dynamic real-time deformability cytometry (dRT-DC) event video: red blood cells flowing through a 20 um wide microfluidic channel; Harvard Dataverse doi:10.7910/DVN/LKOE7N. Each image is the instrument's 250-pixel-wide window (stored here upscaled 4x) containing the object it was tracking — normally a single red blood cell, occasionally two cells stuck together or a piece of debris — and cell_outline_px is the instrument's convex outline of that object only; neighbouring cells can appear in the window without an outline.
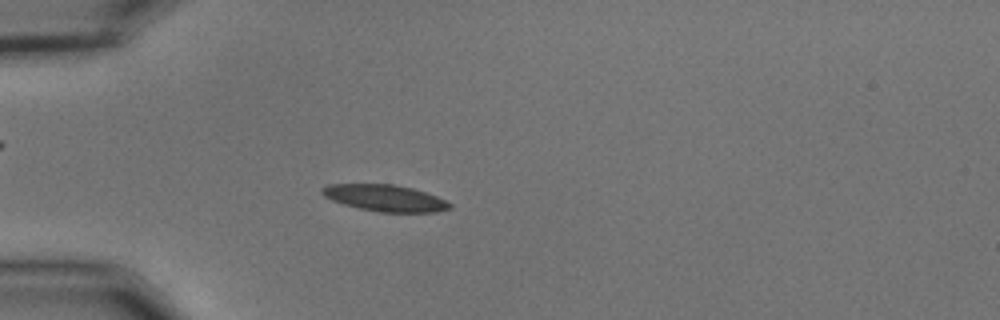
{"species": "common noctule bat (a hibernating species)", "species_latin": "Nyctalus noctula", "temperature_condition": "cold", "stored_images_in_passage": 56, "camera_frame_rate_fps": 3000, "um_per_image_px": 0.085, "animal": {"sex": "male", "body_mass_g": 15.6}, "frame": {"image": 1, "passage_image": 16, "time_ms": 5.0, "image_size_px": [1000, 320], "cell_outline_px": [[452, 208], [436, 212], [380, 212], [360, 208], [344, 204], [332, 200], [324, 196], [320, 192], [320, 188], [328, 184], [392, 184], [412, 188], [436, 196], [452, 204]], "centroid_in_image_um": [32.71, 16.83], "position_along_channel_um": 52.3, "area_um2": 19.65}}
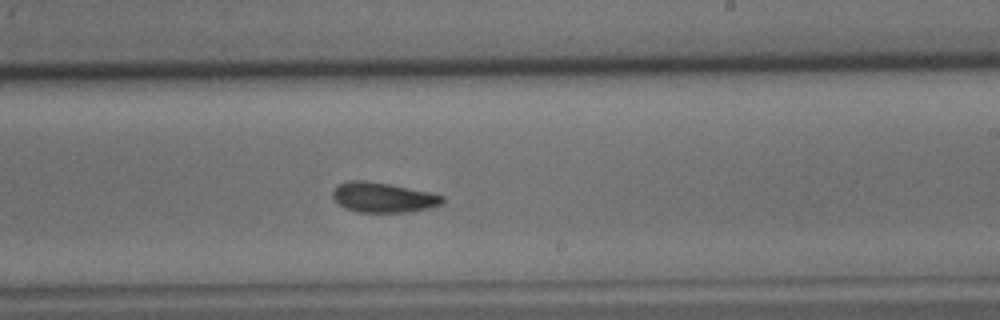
{"frame": {"image": 2, "passage_image": 34, "time_ms": 11.0, "image_size_px": [1000, 320], "cell_outline_px": [[444, 204], [412, 212], [356, 212], [340, 204], [332, 196], [332, 188], [348, 180], [364, 180], [388, 184], [428, 192], [444, 196]], "centroid_in_image_um": [32.57, 16.78], "position_along_channel_um": 256.4, "area_um2": 19.07}}
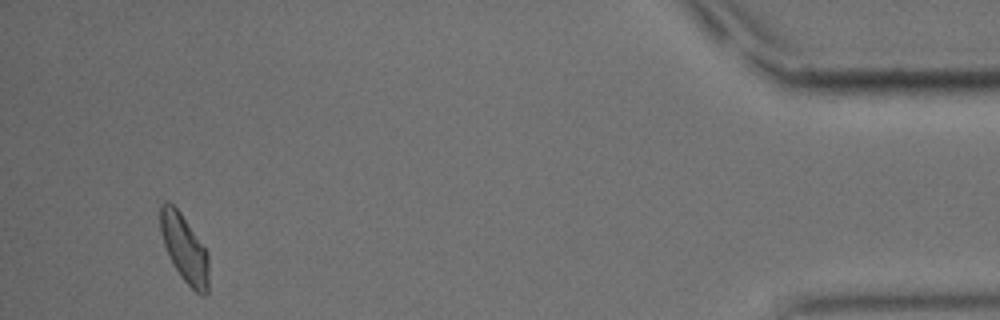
{"frame": {"image": 3, "passage_image": 53, "time_ms": 17.333, "image_size_px": [1000, 320], "cell_outline_px": [[208, 292], [204, 296], [200, 296], [180, 276], [172, 264], [168, 256], [160, 232], [160, 204], [164, 200], [168, 200], [180, 212], [208, 252]], "centroid_in_image_um": [15.66, 21.12], "position_along_channel_um": 419.5, "area_um2": 19.19}, "authors_computed_cell_mechanics": {"area_um2": 19.1318, "velocity_mm_per_s": 3.6169, "shape_relaxation_time_tau1_ms": 5.3738, "shape_relaxation_time_tau2_ms": 3.0499, "deformation_change_tau1": 0.1432, "deformation_change_tau2": 0.0955}}